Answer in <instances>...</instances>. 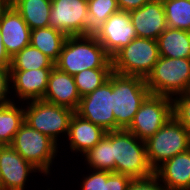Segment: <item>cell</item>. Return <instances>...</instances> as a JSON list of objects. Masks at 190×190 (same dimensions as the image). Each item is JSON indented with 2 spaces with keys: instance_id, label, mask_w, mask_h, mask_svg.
Masks as SVG:
<instances>
[{
  "instance_id": "cell-14",
  "label": "cell",
  "mask_w": 190,
  "mask_h": 190,
  "mask_svg": "<svg viewBox=\"0 0 190 190\" xmlns=\"http://www.w3.org/2000/svg\"><path fill=\"white\" fill-rule=\"evenodd\" d=\"M137 36L157 40L168 28L162 0H150L144 6L129 11Z\"/></svg>"
},
{
  "instance_id": "cell-20",
  "label": "cell",
  "mask_w": 190,
  "mask_h": 190,
  "mask_svg": "<svg viewBox=\"0 0 190 190\" xmlns=\"http://www.w3.org/2000/svg\"><path fill=\"white\" fill-rule=\"evenodd\" d=\"M157 42L160 56L190 58V31L168 27Z\"/></svg>"
},
{
  "instance_id": "cell-26",
  "label": "cell",
  "mask_w": 190,
  "mask_h": 190,
  "mask_svg": "<svg viewBox=\"0 0 190 190\" xmlns=\"http://www.w3.org/2000/svg\"><path fill=\"white\" fill-rule=\"evenodd\" d=\"M167 25L190 31V0H162Z\"/></svg>"
},
{
  "instance_id": "cell-24",
  "label": "cell",
  "mask_w": 190,
  "mask_h": 190,
  "mask_svg": "<svg viewBox=\"0 0 190 190\" xmlns=\"http://www.w3.org/2000/svg\"><path fill=\"white\" fill-rule=\"evenodd\" d=\"M54 66L52 59L29 44L11 58L10 70H36Z\"/></svg>"
},
{
  "instance_id": "cell-35",
  "label": "cell",
  "mask_w": 190,
  "mask_h": 190,
  "mask_svg": "<svg viewBox=\"0 0 190 190\" xmlns=\"http://www.w3.org/2000/svg\"><path fill=\"white\" fill-rule=\"evenodd\" d=\"M10 65H11V57L8 55L5 49L0 31V66H5L10 68Z\"/></svg>"
},
{
  "instance_id": "cell-18",
  "label": "cell",
  "mask_w": 190,
  "mask_h": 190,
  "mask_svg": "<svg viewBox=\"0 0 190 190\" xmlns=\"http://www.w3.org/2000/svg\"><path fill=\"white\" fill-rule=\"evenodd\" d=\"M52 69L10 70L11 80L13 79L18 96L24 100H41L46 92Z\"/></svg>"
},
{
  "instance_id": "cell-30",
  "label": "cell",
  "mask_w": 190,
  "mask_h": 190,
  "mask_svg": "<svg viewBox=\"0 0 190 190\" xmlns=\"http://www.w3.org/2000/svg\"><path fill=\"white\" fill-rule=\"evenodd\" d=\"M132 178L116 172L103 171L102 190H127Z\"/></svg>"
},
{
  "instance_id": "cell-4",
  "label": "cell",
  "mask_w": 190,
  "mask_h": 190,
  "mask_svg": "<svg viewBox=\"0 0 190 190\" xmlns=\"http://www.w3.org/2000/svg\"><path fill=\"white\" fill-rule=\"evenodd\" d=\"M159 57L157 40L136 37L111 57L112 71L146 79Z\"/></svg>"
},
{
  "instance_id": "cell-23",
  "label": "cell",
  "mask_w": 190,
  "mask_h": 190,
  "mask_svg": "<svg viewBox=\"0 0 190 190\" xmlns=\"http://www.w3.org/2000/svg\"><path fill=\"white\" fill-rule=\"evenodd\" d=\"M24 122V109H18L13 102L0 106V144L11 145Z\"/></svg>"
},
{
  "instance_id": "cell-13",
  "label": "cell",
  "mask_w": 190,
  "mask_h": 190,
  "mask_svg": "<svg viewBox=\"0 0 190 190\" xmlns=\"http://www.w3.org/2000/svg\"><path fill=\"white\" fill-rule=\"evenodd\" d=\"M35 169L11 145L0 146V184L3 190H24L28 173Z\"/></svg>"
},
{
  "instance_id": "cell-3",
  "label": "cell",
  "mask_w": 190,
  "mask_h": 190,
  "mask_svg": "<svg viewBox=\"0 0 190 190\" xmlns=\"http://www.w3.org/2000/svg\"><path fill=\"white\" fill-rule=\"evenodd\" d=\"M131 132L120 129L112 131V153L115 159V172L131 177L143 179L154 174L150 167L145 141H140Z\"/></svg>"
},
{
  "instance_id": "cell-25",
  "label": "cell",
  "mask_w": 190,
  "mask_h": 190,
  "mask_svg": "<svg viewBox=\"0 0 190 190\" xmlns=\"http://www.w3.org/2000/svg\"><path fill=\"white\" fill-rule=\"evenodd\" d=\"M84 155L94 169L115 172V159L112 153V131L107 132L105 137Z\"/></svg>"
},
{
  "instance_id": "cell-21",
  "label": "cell",
  "mask_w": 190,
  "mask_h": 190,
  "mask_svg": "<svg viewBox=\"0 0 190 190\" xmlns=\"http://www.w3.org/2000/svg\"><path fill=\"white\" fill-rule=\"evenodd\" d=\"M31 30L49 27L51 0H10Z\"/></svg>"
},
{
  "instance_id": "cell-1",
  "label": "cell",
  "mask_w": 190,
  "mask_h": 190,
  "mask_svg": "<svg viewBox=\"0 0 190 190\" xmlns=\"http://www.w3.org/2000/svg\"><path fill=\"white\" fill-rule=\"evenodd\" d=\"M55 67L74 76L85 69L112 68V61L93 34L76 35L67 36Z\"/></svg>"
},
{
  "instance_id": "cell-12",
  "label": "cell",
  "mask_w": 190,
  "mask_h": 190,
  "mask_svg": "<svg viewBox=\"0 0 190 190\" xmlns=\"http://www.w3.org/2000/svg\"><path fill=\"white\" fill-rule=\"evenodd\" d=\"M93 35L110 57L138 37L131 23L129 12L121 10L112 14L93 32Z\"/></svg>"
},
{
  "instance_id": "cell-5",
  "label": "cell",
  "mask_w": 190,
  "mask_h": 190,
  "mask_svg": "<svg viewBox=\"0 0 190 190\" xmlns=\"http://www.w3.org/2000/svg\"><path fill=\"white\" fill-rule=\"evenodd\" d=\"M145 81L150 94L170 97L174 93H187L190 85V58L160 56Z\"/></svg>"
},
{
  "instance_id": "cell-8",
  "label": "cell",
  "mask_w": 190,
  "mask_h": 190,
  "mask_svg": "<svg viewBox=\"0 0 190 190\" xmlns=\"http://www.w3.org/2000/svg\"><path fill=\"white\" fill-rule=\"evenodd\" d=\"M172 100L168 96L149 94L126 130L146 141L173 116Z\"/></svg>"
},
{
  "instance_id": "cell-11",
  "label": "cell",
  "mask_w": 190,
  "mask_h": 190,
  "mask_svg": "<svg viewBox=\"0 0 190 190\" xmlns=\"http://www.w3.org/2000/svg\"><path fill=\"white\" fill-rule=\"evenodd\" d=\"M75 113L103 128L106 132L116 130L112 110V73L100 87L81 97Z\"/></svg>"
},
{
  "instance_id": "cell-34",
  "label": "cell",
  "mask_w": 190,
  "mask_h": 190,
  "mask_svg": "<svg viewBox=\"0 0 190 190\" xmlns=\"http://www.w3.org/2000/svg\"><path fill=\"white\" fill-rule=\"evenodd\" d=\"M150 0H117V5L121 11H131L138 9L148 3Z\"/></svg>"
},
{
  "instance_id": "cell-17",
  "label": "cell",
  "mask_w": 190,
  "mask_h": 190,
  "mask_svg": "<svg viewBox=\"0 0 190 190\" xmlns=\"http://www.w3.org/2000/svg\"><path fill=\"white\" fill-rule=\"evenodd\" d=\"M154 174L166 190H190V148L159 165Z\"/></svg>"
},
{
  "instance_id": "cell-32",
  "label": "cell",
  "mask_w": 190,
  "mask_h": 190,
  "mask_svg": "<svg viewBox=\"0 0 190 190\" xmlns=\"http://www.w3.org/2000/svg\"><path fill=\"white\" fill-rule=\"evenodd\" d=\"M11 78V72L9 67L0 66V106L12 103L6 98L9 82Z\"/></svg>"
},
{
  "instance_id": "cell-9",
  "label": "cell",
  "mask_w": 190,
  "mask_h": 190,
  "mask_svg": "<svg viewBox=\"0 0 190 190\" xmlns=\"http://www.w3.org/2000/svg\"><path fill=\"white\" fill-rule=\"evenodd\" d=\"M25 122L57 143L59 133L69 132V122L75 113L72 109L43 100H34L24 110Z\"/></svg>"
},
{
  "instance_id": "cell-6",
  "label": "cell",
  "mask_w": 190,
  "mask_h": 190,
  "mask_svg": "<svg viewBox=\"0 0 190 190\" xmlns=\"http://www.w3.org/2000/svg\"><path fill=\"white\" fill-rule=\"evenodd\" d=\"M147 160L155 171L170 158L190 148V134L181 123L172 116L152 137L145 141Z\"/></svg>"
},
{
  "instance_id": "cell-19",
  "label": "cell",
  "mask_w": 190,
  "mask_h": 190,
  "mask_svg": "<svg viewBox=\"0 0 190 190\" xmlns=\"http://www.w3.org/2000/svg\"><path fill=\"white\" fill-rule=\"evenodd\" d=\"M106 133L103 128L74 113L69 122L70 147L85 154L105 137Z\"/></svg>"
},
{
  "instance_id": "cell-16",
  "label": "cell",
  "mask_w": 190,
  "mask_h": 190,
  "mask_svg": "<svg viewBox=\"0 0 190 190\" xmlns=\"http://www.w3.org/2000/svg\"><path fill=\"white\" fill-rule=\"evenodd\" d=\"M80 99L74 77L54 66L49 75L46 92L41 100L76 111Z\"/></svg>"
},
{
  "instance_id": "cell-31",
  "label": "cell",
  "mask_w": 190,
  "mask_h": 190,
  "mask_svg": "<svg viewBox=\"0 0 190 190\" xmlns=\"http://www.w3.org/2000/svg\"><path fill=\"white\" fill-rule=\"evenodd\" d=\"M157 181L159 178L155 174L143 179H132L127 190H166L164 186H158Z\"/></svg>"
},
{
  "instance_id": "cell-28",
  "label": "cell",
  "mask_w": 190,
  "mask_h": 190,
  "mask_svg": "<svg viewBox=\"0 0 190 190\" xmlns=\"http://www.w3.org/2000/svg\"><path fill=\"white\" fill-rule=\"evenodd\" d=\"M90 17V34L114 13L119 11L117 0H87Z\"/></svg>"
},
{
  "instance_id": "cell-7",
  "label": "cell",
  "mask_w": 190,
  "mask_h": 190,
  "mask_svg": "<svg viewBox=\"0 0 190 190\" xmlns=\"http://www.w3.org/2000/svg\"><path fill=\"white\" fill-rule=\"evenodd\" d=\"M57 143L43 133L31 128L26 122L19 128L11 146L36 170L49 173L56 153Z\"/></svg>"
},
{
  "instance_id": "cell-10",
  "label": "cell",
  "mask_w": 190,
  "mask_h": 190,
  "mask_svg": "<svg viewBox=\"0 0 190 190\" xmlns=\"http://www.w3.org/2000/svg\"><path fill=\"white\" fill-rule=\"evenodd\" d=\"M49 27L63 32L66 36L89 35L87 0H51Z\"/></svg>"
},
{
  "instance_id": "cell-2",
  "label": "cell",
  "mask_w": 190,
  "mask_h": 190,
  "mask_svg": "<svg viewBox=\"0 0 190 190\" xmlns=\"http://www.w3.org/2000/svg\"><path fill=\"white\" fill-rule=\"evenodd\" d=\"M150 94L144 78L112 72V110L116 130H126Z\"/></svg>"
},
{
  "instance_id": "cell-15",
  "label": "cell",
  "mask_w": 190,
  "mask_h": 190,
  "mask_svg": "<svg viewBox=\"0 0 190 190\" xmlns=\"http://www.w3.org/2000/svg\"><path fill=\"white\" fill-rule=\"evenodd\" d=\"M0 31L11 58L30 44L31 29L12 5L0 15Z\"/></svg>"
},
{
  "instance_id": "cell-22",
  "label": "cell",
  "mask_w": 190,
  "mask_h": 190,
  "mask_svg": "<svg viewBox=\"0 0 190 190\" xmlns=\"http://www.w3.org/2000/svg\"><path fill=\"white\" fill-rule=\"evenodd\" d=\"M66 38L63 32L52 27L36 28L31 30L30 44L56 62Z\"/></svg>"
},
{
  "instance_id": "cell-36",
  "label": "cell",
  "mask_w": 190,
  "mask_h": 190,
  "mask_svg": "<svg viewBox=\"0 0 190 190\" xmlns=\"http://www.w3.org/2000/svg\"><path fill=\"white\" fill-rule=\"evenodd\" d=\"M10 5V0H0V15Z\"/></svg>"
},
{
  "instance_id": "cell-33",
  "label": "cell",
  "mask_w": 190,
  "mask_h": 190,
  "mask_svg": "<svg viewBox=\"0 0 190 190\" xmlns=\"http://www.w3.org/2000/svg\"><path fill=\"white\" fill-rule=\"evenodd\" d=\"M103 189V171L97 170L95 173L86 177L83 181L82 190H102Z\"/></svg>"
},
{
  "instance_id": "cell-27",
  "label": "cell",
  "mask_w": 190,
  "mask_h": 190,
  "mask_svg": "<svg viewBox=\"0 0 190 190\" xmlns=\"http://www.w3.org/2000/svg\"><path fill=\"white\" fill-rule=\"evenodd\" d=\"M112 72V68H95L75 74L73 77L79 95L82 97L93 92L108 80Z\"/></svg>"
},
{
  "instance_id": "cell-29",
  "label": "cell",
  "mask_w": 190,
  "mask_h": 190,
  "mask_svg": "<svg viewBox=\"0 0 190 190\" xmlns=\"http://www.w3.org/2000/svg\"><path fill=\"white\" fill-rule=\"evenodd\" d=\"M180 98L173 99V116L187 129L190 134V94H180Z\"/></svg>"
},
{
  "instance_id": "cell-37",
  "label": "cell",
  "mask_w": 190,
  "mask_h": 190,
  "mask_svg": "<svg viewBox=\"0 0 190 190\" xmlns=\"http://www.w3.org/2000/svg\"><path fill=\"white\" fill-rule=\"evenodd\" d=\"M187 93L190 94V85H189V88H188V90H187Z\"/></svg>"
}]
</instances>
